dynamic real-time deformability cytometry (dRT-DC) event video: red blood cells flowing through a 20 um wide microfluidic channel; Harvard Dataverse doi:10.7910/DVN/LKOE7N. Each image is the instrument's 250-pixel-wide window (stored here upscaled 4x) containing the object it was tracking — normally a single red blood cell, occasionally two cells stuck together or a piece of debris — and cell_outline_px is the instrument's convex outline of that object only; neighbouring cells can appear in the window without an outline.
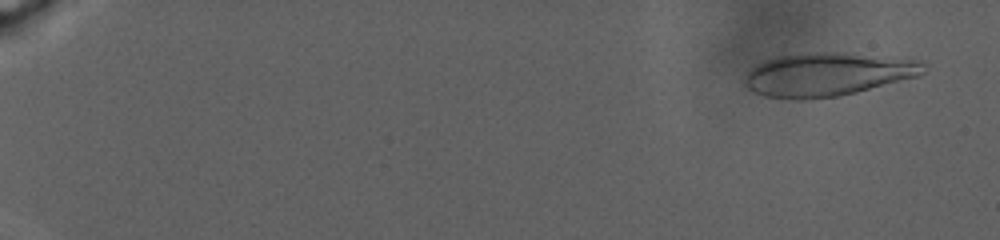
{"species": "human", "species_latin": "Homo sapiens", "temperature_condition": "warm", "stored_images_in_passage": 153, "camera_frame_rate_fps": 3000, "um_per_image_px": 0.085, "donor": {"sex": "male"}, "frame": {"image": 1, "passage_image": 10, "time_ms": 1.667, "image_size_px": [1000, 240], "cell_outline_px": [[928, 68], [924, 72], [916, 76], [856, 92], [836, 96], [804, 100], [792, 100], [764, 96], [752, 92], [744, 84], [744, 80], [748, 72], [752, 68], [768, 60], [780, 56], [812, 52], [844, 52], [924, 60]], "centroid_in_image_um": [70.37, 6.32], "position_along_channel_um": 14.6, "area_um2": 45.32}}
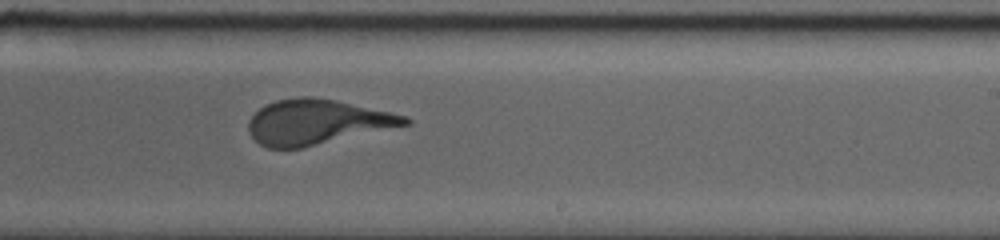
{"frame": {"image": 2, "passage_image": 86, "time_ms": 22.667, "image_size_px": [1000, 240], "cell_outline_px": [[412, 124], [300, 148], [268, 148], [260, 144], [248, 132], [248, 120], [264, 104], [276, 100], [300, 96], [312, 96], [336, 100], [408, 116], [412, 120]], "centroid_in_image_um": [26.94, 10.36], "position_along_channel_um": 262.1, "area_um2": 40.98}}
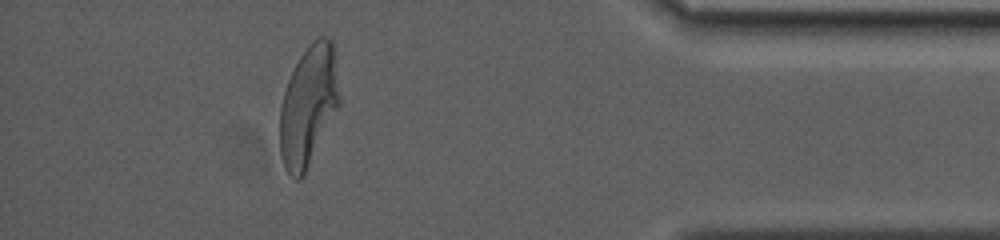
{"frame": {"image": 3, "passage_image": 134, "time_ms": 31.0, "image_size_px": [1000, 240], "cell_outline_px": [[340, 104], [300, 180], [296, 180], [284, 168], [280, 156], [280, 108], [284, 92], [288, 80], [300, 56], [312, 40], [320, 36], [328, 36], [332, 40], [340, 100]], "centroid_in_image_um": [26.2, 8.96], "position_along_channel_um": 409.0, "area_um2": 41.15}}